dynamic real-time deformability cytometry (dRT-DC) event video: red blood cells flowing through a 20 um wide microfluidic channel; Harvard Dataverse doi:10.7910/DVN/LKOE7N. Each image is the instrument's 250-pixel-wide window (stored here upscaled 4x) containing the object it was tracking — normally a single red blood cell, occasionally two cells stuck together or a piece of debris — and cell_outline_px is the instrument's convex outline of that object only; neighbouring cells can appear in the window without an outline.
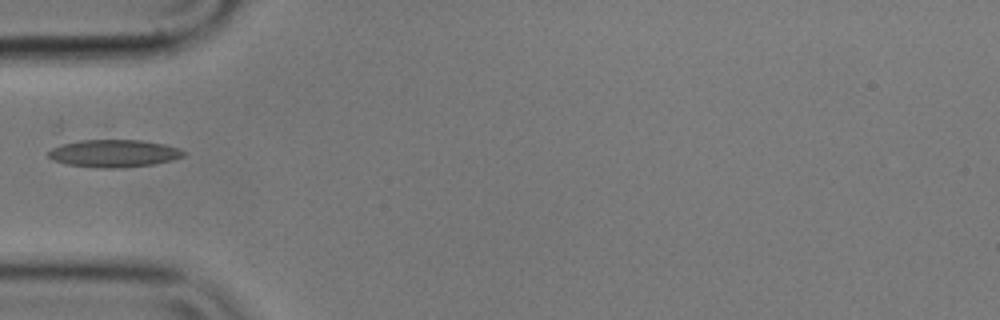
{"species": "common noctule bat (a hibernating species)", "species_latin": "Nyctalus noctula", "temperature_condition": "cold", "stored_images_in_passage": 16, "camera_frame_rate_fps": 3000, "um_per_image_px": 0.085, "animal": {"sex": "male", "body_mass_g": 17.9}, "frame": {"image": 1, "passage_image": 1, "time_ms": 0.0, "image_size_px": [1000, 320], "cell_outline_px": [[184, 156], [172, 160], [152, 164], [116, 168], [96, 168], [68, 164], [52, 160], [48, 156], [48, 152], [52, 148], [68, 140], [140, 140], [164, 144], [180, 148], [184, 152]], "centroid_in_image_um": [9.63, 13.02], "position_along_channel_um": 75.4, "area_um2": 21.79}}